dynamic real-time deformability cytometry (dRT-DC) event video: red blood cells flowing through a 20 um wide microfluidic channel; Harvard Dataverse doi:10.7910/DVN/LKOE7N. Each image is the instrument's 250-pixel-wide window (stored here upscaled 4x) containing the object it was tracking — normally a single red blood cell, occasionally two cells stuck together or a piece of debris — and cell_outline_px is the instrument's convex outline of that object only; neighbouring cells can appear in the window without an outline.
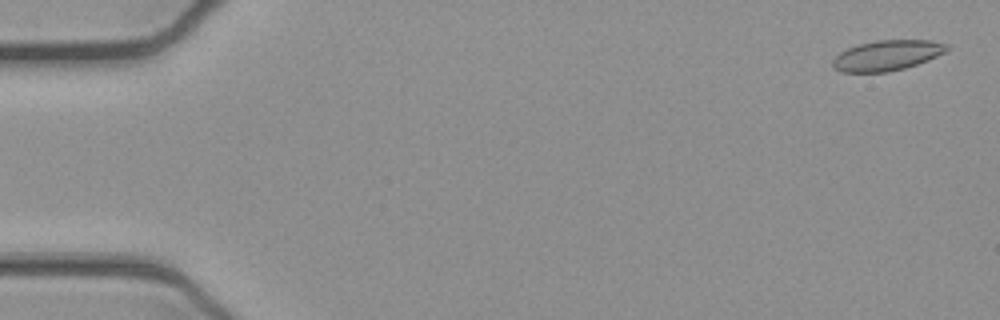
{"species": "common noctule bat (a hibernating species)", "species_latin": "Nyctalus noctula", "temperature_condition": "cold", "stored_images_in_passage": 49, "camera_frame_rate_fps": 3000, "um_per_image_px": 0.085, "animal": {"sex": "female", "body_mass_g": 21.9}, "frame": {"image": 1, "passage_image": 1, "time_ms": 0.0, "image_size_px": [1000, 320], "cell_outline_px": [[952, 48], [928, 60], [904, 68], [888, 72], [840, 72], [832, 68], [832, 60], [840, 52], [848, 48], [860, 44], [876, 40], [932, 40], [948, 44]], "centroid_in_image_um": [75.4, 4.71], "position_along_channel_um": 9.6, "area_um2": 20.23}}
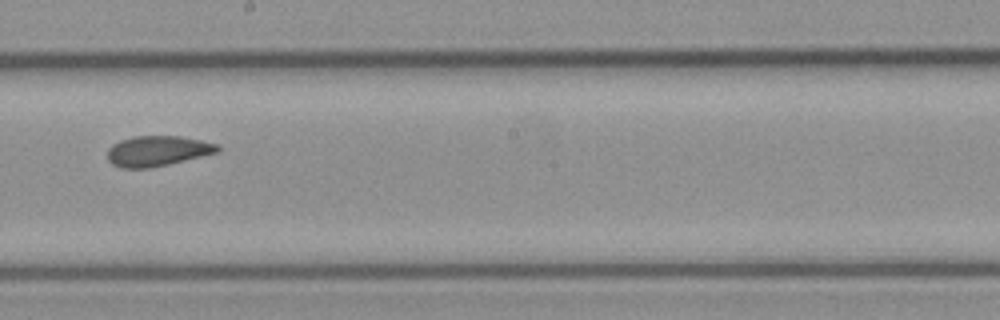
{"frame": {"image": 2, "passage_image": 29, "time_ms": 9.333, "image_size_px": [1000, 320], "cell_outline_px": [[220, 152], [152, 168], [120, 168], [112, 164], [108, 160], [108, 148], [112, 144], [120, 140], [132, 136], [180, 136], [200, 140], [216, 144], [220, 148]], "centroid_in_image_um": [13.37, 12.84], "position_along_channel_um": 234.8, "area_um2": 19.59}}
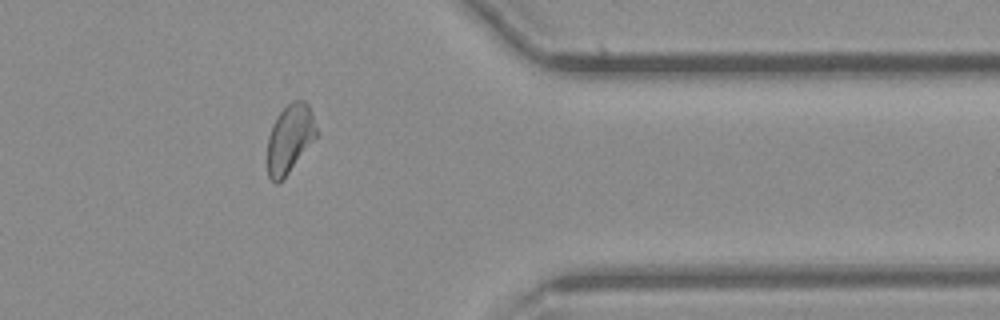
{"frame": {"image": 3, "passage_image": 42, "time_ms": 13.667, "image_size_px": [1000, 320], "cell_outline_px": [[316, 136], [288, 172], [276, 184], [268, 176], [268, 136], [272, 124], [276, 116], [292, 100], [304, 100], [308, 104], [312, 112], [316, 128]], "centroid_in_image_um": [24.61, 11.73], "position_along_channel_um": 386.8, "area_um2": 19.07}, "authors_computed_cell_mechanics": {"area_um2": 20.0566, "velocity_mm_per_s": 3.8961, "shape_relaxation_time_tau1_ms": null, "shape_relaxation_time_tau2_ms": 2.7167, "deformation_change_tau1": null, "deformation_change_tau2": 0.086}}